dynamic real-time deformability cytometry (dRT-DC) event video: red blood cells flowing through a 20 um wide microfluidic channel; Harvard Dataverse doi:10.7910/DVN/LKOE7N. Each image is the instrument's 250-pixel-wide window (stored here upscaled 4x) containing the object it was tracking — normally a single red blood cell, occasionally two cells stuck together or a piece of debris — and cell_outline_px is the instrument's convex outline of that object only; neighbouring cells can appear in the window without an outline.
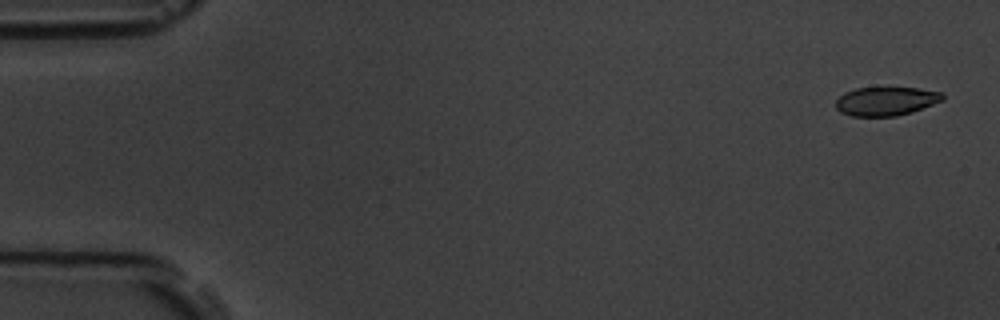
{"species": "common noctule bat (a hibernating species)", "species_latin": "Nyctalus noctula", "temperature_condition": "room temperature", "stored_images_in_passage": 6, "camera_frame_rate_fps": 3000, "um_per_image_px": 0.085, "animal": {"sex": "male", "body_mass_g": 19.5, "forearm_length_mm": 54.6}, "frame": {"image": 1, "passage_image": 1, "time_ms": 0.0, "image_size_px": [1000, 320], "cell_outline_px": [[944, 100], [912, 112], [896, 116], [852, 116], [840, 112], [836, 108], [836, 100], [844, 92], [856, 88], [920, 88], [944, 92]], "centroid_in_image_um": [75.33, 8.6], "position_along_channel_um": 9.7, "area_um2": 17.98}}
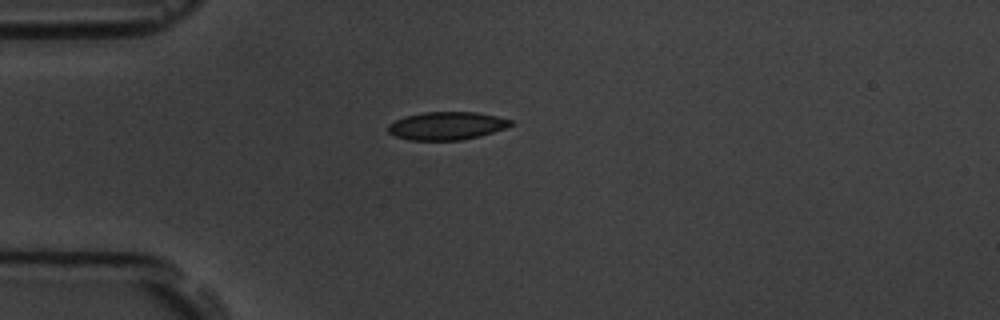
{"frame": {"image": 2, "passage_image": 5, "time_ms": 4.333, "image_size_px": [1000, 320], "cell_outline_px": [[516, 124], [480, 136], [460, 140], [408, 140], [396, 136], [388, 132], [388, 124], [396, 120], [408, 116], [424, 112], [476, 112], [496, 116], [512, 120]], "centroid_in_image_um": [37.99, 10.69], "position_along_channel_um": 47.0, "area_um2": 19.88}}
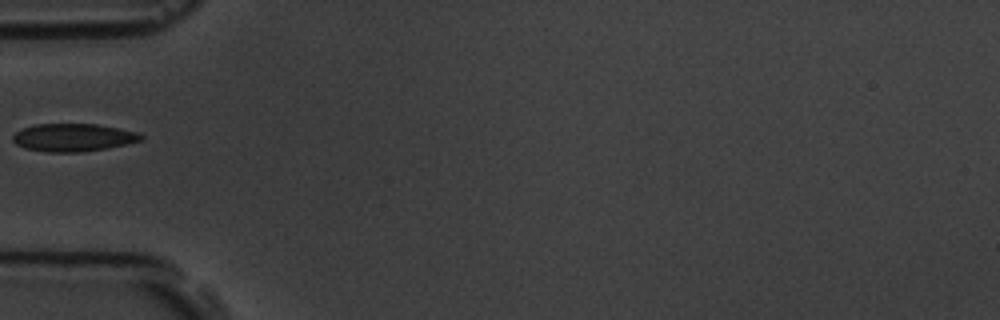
{"frame": {"image": 3, "passage_image": 6, "time_ms": 5.667, "image_size_px": [1000, 320], "cell_outline_px": [[144, 140], [108, 148], [80, 152], [48, 152], [24, 148], [16, 144], [12, 140], [12, 136], [16, 132], [32, 124], [96, 124], [136, 132], [144, 136]], "centroid_in_image_um": [6.21, 11.69], "position_along_channel_um": 78.8, "area_um2": 20.75}}